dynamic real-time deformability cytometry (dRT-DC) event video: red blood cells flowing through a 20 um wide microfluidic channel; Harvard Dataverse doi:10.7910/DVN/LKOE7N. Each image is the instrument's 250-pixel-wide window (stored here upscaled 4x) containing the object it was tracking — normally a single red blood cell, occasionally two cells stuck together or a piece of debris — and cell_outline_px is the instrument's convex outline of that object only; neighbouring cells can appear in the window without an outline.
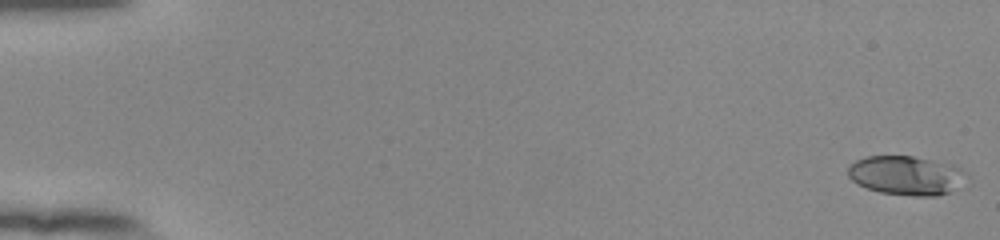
{"species": "human", "species_latin": "Homo sapiens", "temperature_condition": "room temperature", "stored_images_in_passage": 55, "camera_frame_rate_fps": 3000, "um_per_image_px": 0.085, "donor": {"sex": "female"}, "frame": {"image": 1, "passage_image": 1, "time_ms": 0.0, "image_size_px": [1000, 240], "cell_outline_px": [[968, 176], [948, 192], [936, 196], [912, 196], [880, 192], [868, 188], [852, 180], [848, 176], [848, 168], [856, 160], [868, 156], [912, 156], [952, 164], [968, 172]], "centroid_in_image_um": [77.03, 14.9], "position_along_channel_um": 8.0, "area_um2": 26.7}}
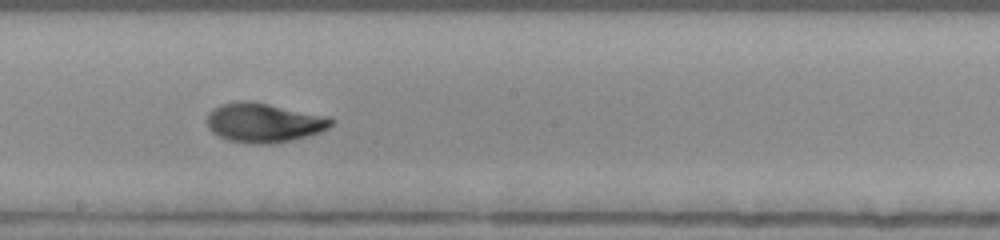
{"frame": {"image": 2, "passage_image": 32, "time_ms": 10.333, "image_size_px": [1000, 240], "cell_outline_px": [[336, 120], [328, 128], [320, 132], [308, 136], [288, 140], [260, 144], [248, 144], [228, 140], [216, 136], [208, 128], [208, 112], [212, 108], [220, 104], [240, 100], [248, 100], [332, 116]], "centroid_in_image_um": [22.43, 10.41], "position_along_channel_um": 225.8, "area_um2": 28.78}}
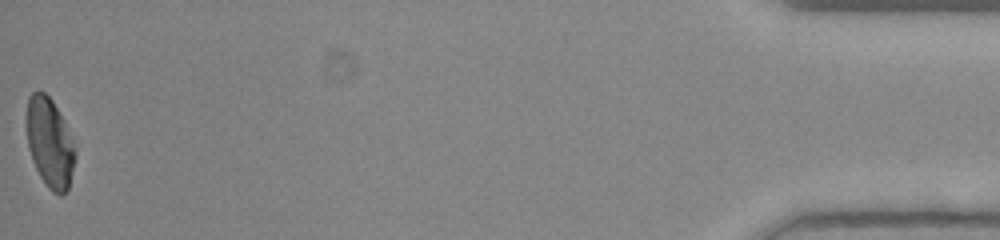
{"frame": {"image": 3, "passage_image": 55, "time_ms": 18.0, "image_size_px": [1000, 240], "cell_outline_px": [[76, 156], [68, 188], [60, 196], [52, 192], [48, 188], [40, 176], [32, 160], [28, 148], [24, 124], [24, 120], [28, 96], [32, 92], [44, 92], [52, 100], [64, 120], [76, 148]], "centroid_in_image_um": [4.19, 12.11], "position_along_channel_um": 431.0, "area_um2": 25.84}, "authors_computed_cell_mechanics": {"area_um2": 26.7614, "velocity_mm_per_s": 3.8477, "shape_relaxation_time_tau1_ms": 5.6936, "shape_relaxation_time_tau2_ms": 1.4234, "deformation_change_tau1": 0.2086, "deformation_change_tau2": 0.0561}}